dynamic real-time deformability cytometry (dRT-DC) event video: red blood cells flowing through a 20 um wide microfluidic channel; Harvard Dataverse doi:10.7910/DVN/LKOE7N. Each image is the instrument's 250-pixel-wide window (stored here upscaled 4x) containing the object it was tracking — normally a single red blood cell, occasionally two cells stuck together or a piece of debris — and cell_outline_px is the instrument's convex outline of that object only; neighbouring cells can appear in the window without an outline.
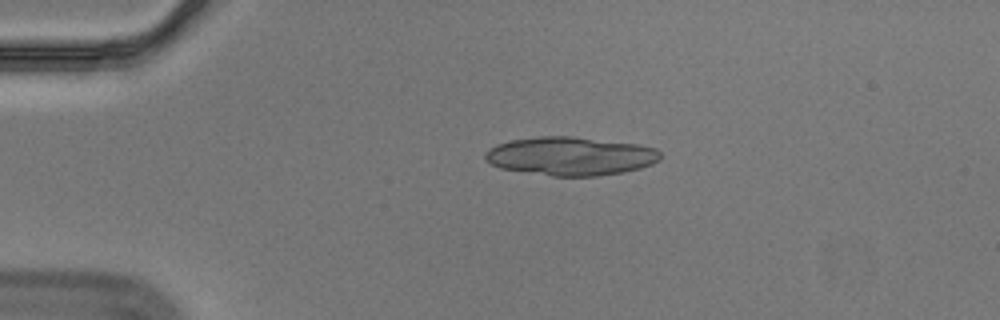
{"species": "Egyptian fruit bat (a non-hibernating species)", "species_latin": "Rousettus aegyptiacus", "temperature_condition": "cold", "stored_images_in_passage": 44, "camera_frame_rate_fps": 3000, "um_per_image_px": 0.085, "animal": {"sex": "male"}, "frame": {"image": 1, "passage_image": 1, "time_ms": 0.0, "image_size_px": [1000, 320], "cell_outline_px": [[660, 160], [652, 164], [640, 168], [624, 172], [596, 176], [552, 176], [500, 168], [492, 164], [484, 156], [484, 152], [488, 148], [496, 144], [512, 140], [540, 136], [572, 136], [640, 144], [656, 148], [660, 152]], "centroid_in_image_um": [48.51, 13.26], "position_along_channel_um": 36.5, "area_um2": 39.48}, "authors_computed_cell_mechanics": {"area_um2": 21.3571, "velocity_mm_per_s": 3.5533, "shape_relaxation_time_tau1_ms": null, "shape_relaxation_time_tau2_ms": 1.8095, "deformation_change_tau1": null, "deformation_change_tau2": 0.0739}}